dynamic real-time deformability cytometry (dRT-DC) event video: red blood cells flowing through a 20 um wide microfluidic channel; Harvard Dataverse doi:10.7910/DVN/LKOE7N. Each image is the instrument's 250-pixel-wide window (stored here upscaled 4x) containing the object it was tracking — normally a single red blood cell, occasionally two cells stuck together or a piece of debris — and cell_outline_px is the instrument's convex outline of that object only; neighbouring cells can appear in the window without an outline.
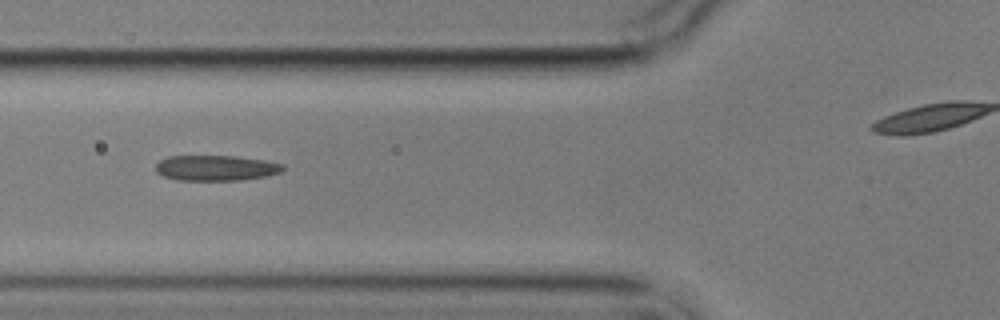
{"species": "common noctule bat (a hibernating species)", "species_latin": "Nyctalus noctula", "temperature_condition": "cold", "stored_images_in_passage": 2, "camera_frame_rate_fps": 3000, "um_per_image_px": 0.085, "animal": {"sex": "male", "body_mass_g": 17.9}, "frame": {"image": 1, "passage_image": 2, "time_ms": 1.333, "image_size_px": [1000, 320], "cell_outline_px": [[284, 168], [280, 172], [268, 176], [244, 180], [180, 180], [164, 176], [156, 172], [156, 164], [160, 160], [168, 156], [236, 156], [264, 160], [284, 164]], "centroid_in_image_um": [18.38, 14.28], "position_along_channel_um": 107.4, "area_um2": 18.9}}